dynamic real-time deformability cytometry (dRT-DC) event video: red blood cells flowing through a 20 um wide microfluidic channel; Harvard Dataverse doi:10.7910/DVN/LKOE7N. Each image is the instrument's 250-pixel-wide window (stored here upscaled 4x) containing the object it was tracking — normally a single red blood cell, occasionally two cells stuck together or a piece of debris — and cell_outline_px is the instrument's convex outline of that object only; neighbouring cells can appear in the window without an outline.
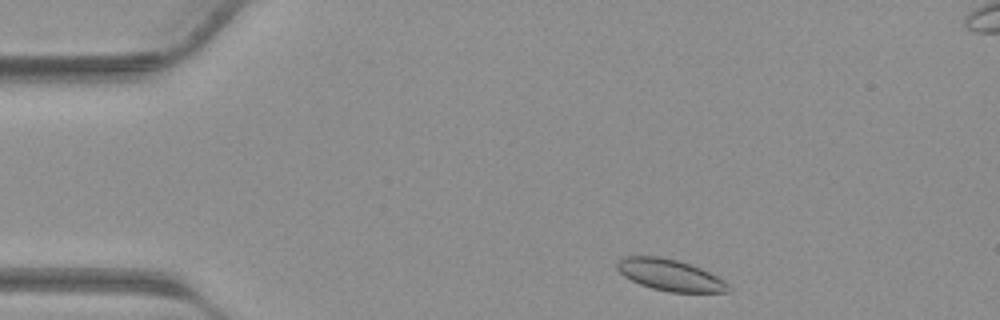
{"species": "common noctule bat (a hibernating species)", "species_latin": "Nyctalus noctula", "temperature_condition": "warm", "stored_images_in_passage": 37, "camera_frame_rate_fps": 3000, "um_per_image_px": 0.085, "animal": {"sex": "male", "body_mass_g": 23.1, "forearm_length_mm": 52.7}, "frame": {"image": 1, "passage_image": 2, "time_ms": 0.333, "image_size_px": [1000, 320], "cell_outline_px": [[732, 292], [668, 292], [652, 288], [640, 284], [624, 276], [616, 268], [616, 260], [624, 256], [660, 256], [692, 264], [716, 276], [728, 284], [732, 288]], "centroid_in_image_um": [56.93, 23.37], "position_along_channel_um": 28.1, "area_um2": 20.46}}
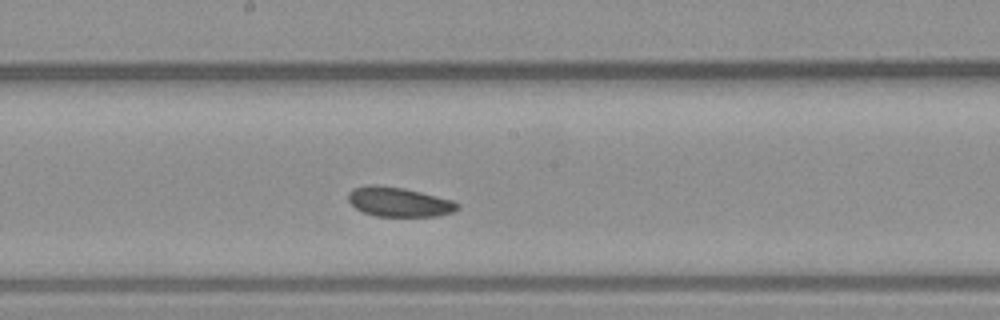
{"frame": {"image": 2, "passage_image": 17, "time_ms": 5.333, "image_size_px": [1000, 320], "cell_outline_px": [[460, 208], [452, 212], [440, 216], [376, 216], [364, 212], [356, 208], [348, 200], [348, 192], [352, 188], [368, 184], [376, 184], [404, 188], [452, 200], [460, 204]], "centroid_in_image_um": [33.9, 17.15], "position_along_channel_um": 214.3, "area_um2": 18.84}}
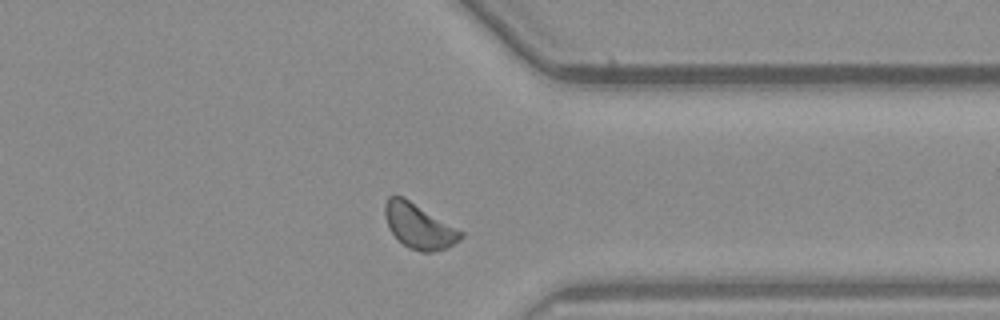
{"frame": {"image": 3, "passage_image": 27, "time_ms": 8.667, "image_size_px": [1000, 320], "cell_outline_px": [[464, 236], [460, 240], [444, 248], [432, 252], [420, 252], [408, 248], [388, 228], [384, 216], [384, 204], [388, 196], [404, 196], [464, 232]], "centroid_in_image_um": [35.59, 19.2], "position_along_channel_um": 375.8, "area_um2": 19.88}}